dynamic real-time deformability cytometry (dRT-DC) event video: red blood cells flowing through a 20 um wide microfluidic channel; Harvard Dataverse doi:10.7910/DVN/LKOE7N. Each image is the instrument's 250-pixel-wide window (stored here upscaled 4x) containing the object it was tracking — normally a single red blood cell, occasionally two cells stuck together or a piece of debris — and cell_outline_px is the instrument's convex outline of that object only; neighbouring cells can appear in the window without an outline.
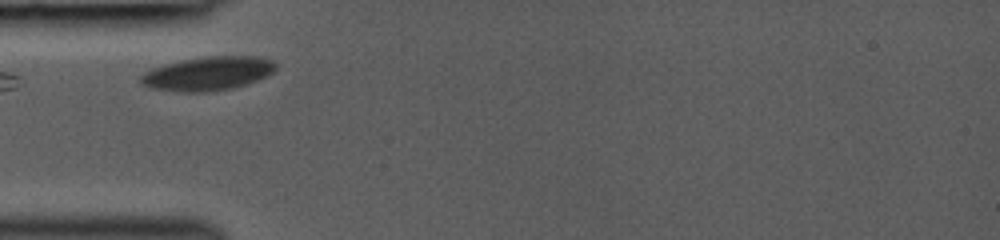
{"species": "common noctule bat (a hibernating species)", "species_latin": "Nyctalus noctula", "temperature_condition": "room temperature", "stored_images_in_passage": 5, "camera_frame_rate_fps": 3000, "um_per_image_px": 0.085, "animal": {"sex": "female", "body_mass_g": 19.0, "forearm_length_mm": 53.3}, "frame": {"image": 1, "passage_image": 1, "time_ms": 0.0, "image_size_px": [1000, 240], "cell_outline_px": [[276, 68], [268, 76], [232, 88], [208, 92], [180, 92], [148, 88], [140, 84], [140, 76], [144, 72], [152, 68], [180, 60], [204, 56], [256, 56], [272, 60], [276, 64]], "centroid_in_image_um": [17.63, 6.25], "position_along_channel_um": 67.4, "area_um2": 26.76}}
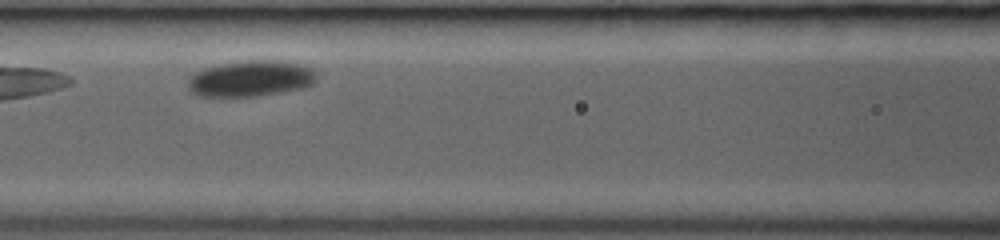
{"frame": {"image": 2, "passage_image": 3, "time_ms": 2.0, "image_size_px": [1000, 240], "cell_outline_px": [[316, 80], [312, 84], [304, 88], [256, 96], [200, 96], [192, 92], [188, 88], [188, 80], [196, 72], [204, 68], [220, 64], [248, 60], [280, 60], [312, 68], [316, 72]], "centroid_in_image_um": [21.32, 6.67], "position_along_channel_um": 145.3, "area_um2": 26.82}}
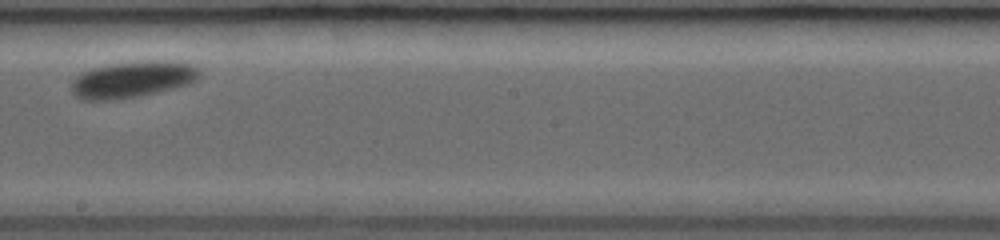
{"frame": {"image": 3, "passage_image": 5, "time_ms": 4.333, "image_size_px": [1000, 240], "cell_outline_px": [[200, 76], [196, 80], [188, 84], [156, 92], [136, 96], [108, 100], [84, 100], [76, 96], [72, 92], [72, 80], [76, 76], [92, 68], [112, 64], [148, 60], [160, 60], [192, 64], [200, 68]], "centroid_in_image_um": [11.27, 6.74], "position_along_channel_um": 236.9, "area_um2": 26.88}}